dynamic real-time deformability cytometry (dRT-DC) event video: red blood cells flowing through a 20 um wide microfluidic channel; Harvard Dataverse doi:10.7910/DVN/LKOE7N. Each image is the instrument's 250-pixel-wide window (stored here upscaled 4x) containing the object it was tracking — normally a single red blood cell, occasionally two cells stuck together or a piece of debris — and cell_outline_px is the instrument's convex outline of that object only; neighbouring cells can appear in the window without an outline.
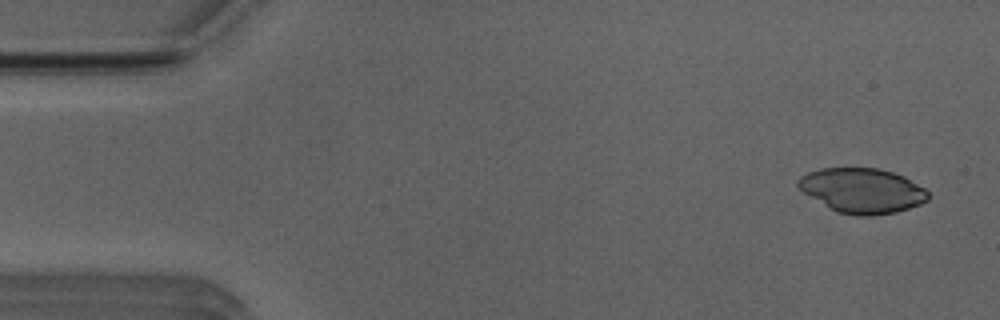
{"species": "Egyptian fruit bat (a non-hibernating species)", "species_latin": "Rousettus aegyptiacus", "temperature_condition": "room temperature", "stored_images_in_passage": 16, "camera_frame_rate_fps": 3000, "um_per_image_px": 0.085, "animal": {"sex": "male"}, "frame": {"image": 1, "passage_image": 3, "time_ms": 0.667, "image_size_px": [1000, 320], "cell_outline_px": [[928, 200], [920, 204], [896, 212], [872, 216], [856, 216], [836, 212], [804, 192], [796, 184], [796, 180], [800, 176], [808, 172], [820, 168], [880, 168], [904, 176], [924, 188], [928, 192]], "centroid_in_image_um": [73.28, 16.2], "position_along_channel_um": 11.7, "area_um2": 33.93}}